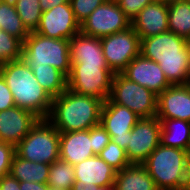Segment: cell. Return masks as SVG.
Here are the masks:
<instances>
[{"label":"cell","mask_w":190,"mask_h":190,"mask_svg":"<svg viewBox=\"0 0 190 190\" xmlns=\"http://www.w3.org/2000/svg\"><path fill=\"white\" fill-rule=\"evenodd\" d=\"M140 53L160 65L171 85L190 83L188 40L170 31L141 39Z\"/></svg>","instance_id":"obj_1"},{"label":"cell","mask_w":190,"mask_h":190,"mask_svg":"<svg viewBox=\"0 0 190 190\" xmlns=\"http://www.w3.org/2000/svg\"><path fill=\"white\" fill-rule=\"evenodd\" d=\"M103 100L66 89L53 98L47 120L60 132L87 130L100 123Z\"/></svg>","instance_id":"obj_2"},{"label":"cell","mask_w":190,"mask_h":190,"mask_svg":"<svg viewBox=\"0 0 190 190\" xmlns=\"http://www.w3.org/2000/svg\"><path fill=\"white\" fill-rule=\"evenodd\" d=\"M0 75L10 89L16 106L33 112L40 119L48 118L53 98L38 83L23 59L0 65Z\"/></svg>","instance_id":"obj_3"},{"label":"cell","mask_w":190,"mask_h":190,"mask_svg":"<svg viewBox=\"0 0 190 190\" xmlns=\"http://www.w3.org/2000/svg\"><path fill=\"white\" fill-rule=\"evenodd\" d=\"M189 152L163 146L161 143L142 163L157 189L190 190Z\"/></svg>","instance_id":"obj_4"},{"label":"cell","mask_w":190,"mask_h":190,"mask_svg":"<svg viewBox=\"0 0 190 190\" xmlns=\"http://www.w3.org/2000/svg\"><path fill=\"white\" fill-rule=\"evenodd\" d=\"M22 59L29 66L51 65L68 77L71 70L69 40L30 32L22 44Z\"/></svg>","instance_id":"obj_5"},{"label":"cell","mask_w":190,"mask_h":190,"mask_svg":"<svg viewBox=\"0 0 190 190\" xmlns=\"http://www.w3.org/2000/svg\"><path fill=\"white\" fill-rule=\"evenodd\" d=\"M60 132L47 120L39 119L15 146V153L28 161L51 165L59 159Z\"/></svg>","instance_id":"obj_6"},{"label":"cell","mask_w":190,"mask_h":190,"mask_svg":"<svg viewBox=\"0 0 190 190\" xmlns=\"http://www.w3.org/2000/svg\"><path fill=\"white\" fill-rule=\"evenodd\" d=\"M113 76L108 65L71 64L67 89L106 101L111 92Z\"/></svg>","instance_id":"obj_7"},{"label":"cell","mask_w":190,"mask_h":190,"mask_svg":"<svg viewBox=\"0 0 190 190\" xmlns=\"http://www.w3.org/2000/svg\"><path fill=\"white\" fill-rule=\"evenodd\" d=\"M109 99L115 104L127 107L140 118L154 117L157 113V95L128 80L121 73H115L113 76Z\"/></svg>","instance_id":"obj_8"},{"label":"cell","mask_w":190,"mask_h":190,"mask_svg":"<svg viewBox=\"0 0 190 190\" xmlns=\"http://www.w3.org/2000/svg\"><path fill=\"white\" fill-rule=\"evenodd\" d=\"M100 39L106 63L114 74L121 73L140 54L141 40L132 26Z\"/></svg>","instance_id":"obj_9"},{"label":"cell","mask_w":190,"mask_h":190,"mask_svg":"<svg viewBox=\"0 0 190 190\" xmlns=\"http://www.w3.org/2000/svg\"><path fill=\"white\" fill-rule=\"evenodd\" d=\"M129 27H131V20L120 9L117 2L107 0L80 24V32L88 36L103 38Z\"/></svg>","instance_id":"obj_10"},{"label":"cell","mask_w":190,"mask_h":190,"mask_svg":"<svg viewBox=\"0 0 190 190\" xmlns=\"http://www.w3.org/2000/svg\"><path fill=\"white\" fill-rule=\"evenodd\" d=\"M161 138V122L154 116L140 118L131 130L126 156L130 163L142 164L158 147Z\"/></svg>","instance_id":"obj_11"},{"label":"cell","mask_w":190,"mask_h":190,"mask_svg":"<svg viewBox=\"0 0 190 190\" xmlns=\"http://www.w3.org/2000/svg\"><path fill=\"white\" fill-rule=\"evenodd\" d=\"M140 119L127 107L113 103L109 98L103 102L100 124L111 140L126 151L131 130Z\"/></svg>","instance_id":"obj_12"},{"label":"cell","mask_w":190,"mask_h":190,"mask_svg":"<svg viewBox=\"0 0 190 190\" xmlns=\"http://www.w3.org/2000/svg\"><path fill=\"white\" fill-rule=\"evenodd\" d=\"M35 32L45 37L68 40L78 34L80 24L74 17L70 2L43 11Z\"/></svg>","instance_id":"obj_13"},{"label":"cell","mask_w":190,"mask_h":190,"mask_svg":"<svg viewBox=\"0 0 190 190\" xmlns=\"http://www.w3.org/2000/svg\"><path fill=\"white\" fill-rule=\"evenodd\" d=\"M121 74L128 80L151 90L157 96L171 86L160 65L141 53L126 66Z\"/></svg>","instance_id":"obj_14"},{"label":"cell","mask_w":190,"mask_h":190,"mask_svg":"<svg viewBox=\"0 0 190 190\" xmlns=\"http://www.w3.org/2000/svg\"><path fill=\"white\" fill-rule=\"evenodd\" d=\"M39 119L33 112L18 106L0 111V142L16 146Z\"/></svg>","instance_id":"obj_15"},{"label":"cell","mask_w":190,"mask_h":190,"mask_svg":"<svg viewBox=\"0 0 190 190\" xmlns=\"http://www.w3.org/2000/svg\"><path fill=\"white\" fill-rule=\"evenodd\" d=\"M158 119L190 122V84L171 85L157 96Z\"/></svg>","instance_id":"obj_16"},{"label":"cell","mask_w":190,"mask_h":190,"mask_svg":"<svg viewBox=\"0 0 190 190\" xmlns=\"http://www.w3.org/2000/svg\"><path fill=\"white\" fill-rule=\"evenodd\" d=\"M131 26L141 39L165 33L168 30V4L151 2L131 21Z\"/></svg>","instance_id":"obj_17"},{"label":"cell","mask_w":190,"mask_h":190,"mask_svg":"<svg viewBox=\"0 0 190 190\" xmlns=\"http://www.w3.org/2000/svg\"><path fill=\"white\" fill-rule=\"evenodd\" d=\"M117 171L108 165L99 155L74 165L75 182L84 185L109 187L114 185Z\"/></svg>","instance_id":"obj_18"},{"label":"cell","mask_w":190,"mask_h":190,"mask_svg":"<svg viewBox=\"0 0 190 190\" xmlns=\"http://www.w3.org/2000/svg\"><path fill=\"white\" fill-rule=\"evenodd\" d=\"M95 156L90 139V129L60 133L59 158L71 165Z\"/></svg>","instance_id":"obj_19"},{"label":"cell","mask_w":190,"mask_h":190,"mask_svg":"<svg viewBox=\"0 0 190 190\" xmlns=\"http://www.w3.org/2000/svg\"><path fill=\"white\" fill-rule=\"evenodd\" d=\"M71 64L107 65L101 39L79 32L69 39Z\"/></svg>","instance_id":"obj_20"},{"label":"cell","mask_w":190,"mask_h":190,"mask_svg":"<svg viewBox=\"0 0 190 190\" xmlns=\"http://www.w3.org/2000/svg\"><path fill=\"white\" fill-rule=\"evenodd\" d=\"M116 190H157L154 180L143 164L131 163L116 173Z\"/></svg>","instance_id":"obj_21"},{"label":"cell","mask_w":190,"mask_h":190,"mask_svg":"<svg viewBox=\"0 0 190 190\" xmlns=\"http://www.w3.org/2000/svg\"><path fill=\"white\" fill-rule=\"evenodd\" d=\"M160 143L166 147L190 150V122L180 119H159Z\"/></svg>","instance_id":"obj_22"},{"label":"cell","mask_w":190,"mask_h":190,"mask_svg":"<svg viewBox=\"0 0 190 190\" xmlns=\"http://www.w3.org/2000/svg\"><path fill=\"white\" fill-rule=\"evenodd\" d=\"M48 164L31 162L19 157L16 153L12 159L9 174L19 182H36L45 184L49 177Z\"/></svg>","instance_id":"obj_23"},{"label":"cell","mask_w":190,"mask_h":190,"mask_svg":"<svg viewBox=\"0 0 190 190\" xmlns=\"http://www.w3.org/2000/svg\"><path fill=\"white\" fill-rule=\"evenodd\" d=\"M37 79L38 83L55 98L67 89V77L55 67L48 66H29Z\"/></svg>","instance_id":"obj_24"},{"label":"cell","mask_w":190,"mask_h":190,"mask_svg":"<svg viewBox=\"0 0 190 190\" xmlns=\"http://www.w3.org/2000/svg\"><path fill=\"white\" fill-rule=\"evenodd\" d=\"M168 30L190 40V2L181 0L168 4Z\"/></svg>","instance_id":"obj_25"},{"label":"cell","mask_w":190,"mask_h":190,"mask_svg":"<svg viewBox=\"0 0 190 190\" xmlns=\"http://www.w3.org/2000/svg\"><path fill=\"white\" fill-rule=\"evenodd\" d=\"M0 26L1 30H4L11 36L16 37L22 43L30 33L23 25L15 6L8 5L4 2L0 3Z\"/></svg>","instance_id":"obj_26"},{"label":"cell","mask_w":190,"mask_h":190,"mask_svg":"<svg viewBox=\"0 0 190 190\" xmlns=\"http://www.w3.org/2000/svg\"><path fill=\"white\" fill-rule=\"evenodd\" d=\"M75 182L74 166L60 158L49 167V177L47 184L65 190H72Z\"/></svg>","instance_id":"obj_27"},{"label":"cell","mask_w":190,"mask_h":190,"mask_svg":"<svg viewBox=\"0 0 190 190\" xmlns=\"http://www.w3.org/2000/svg\"><path fill=\"white\" fill-rule=\"evenodd\" d=\"M15 9L26 29L29 32L36 31L43 13L39 0H17Z\"/></svg>","instance_id":"obj_28"},{"label":"cell","mask_w":190,"mask_h":190,"mask_svg":"<svg viewBox=\"0 0 190 190\" xmlns=\"http://www.w3.org/2000/svg\"><path fill=\"white\" fill-rule=\"evenodd\" d=\"M22 42L0 30V65L22 59Z\"/></svg>","instance_id":"obj_29"},{"label":"cell","mask_w":190,"mask_h":190,"mask_svg":"<svg viewBox=\"0 0 190 190\" xmlns=\"http://www.w3.org/2000/svg\"><path fill=\"white\" fill-rule=\"evenodd\" d=\"M99 157L117 172L131 164L127 159L125 150L112 140L101 151Z\"/></svg>","instance_id":"obj_30"},{"label":"cell","mask_w":190,"mask_h":190,"mask_svg":"<svg viewBox=\"0 0 190 190\" xmlns=\"http://www.w3.org/2000/svg\"><path fill=\"white\" fill-rule=\"evenodd\" d=\"M107 0H69L74 17L79 24L85 21L88 16Z\"/></svg>","instance_id":"obj_31"},{"label":"cell","mask_w":190,"mask_h":190,"mask_svg":"<svg viewBox=\"0 0 190 190\" xmlns=\"http://www.w3.org/2000/svg\"><path fill=\"white\" fill-rule=\"evenodd\" d=\"M90 139H92V149L94 155H99L110 142L111 137L105 128L99 123L90 128Z\"/></svg>","instance_id":"obj_32"},{"label":"cell","mask_w":190,"mask_h":190,"mask_svg":"<svg viewBox=\"0 0 190 190\" xmlns=\"http://www.w3.org/2000/svg\"><path fill=\"white\" fill-rule=\"evenodd\" d=\"M124 12V14L132 21L138 13L147 5L151 0H115Z\"/></svg>","instance_id":"obj_33"},{"label":"cell","mask_w":190,"mask_h":190,"mask_svg":"<svg viewBox=\"0 0 190 190\" xmlns=\"http://www.w3.org/2000/svg\"><path fill=\"white\" fill-rule=\"evenodd\" d=\"M14 155V145L0 142V177L9 174Z\"/></svg>","instance_id":"obj_34"},{"label":"cell","mask_w":190,"mask_h":190,"mask_svg":"<svg viewBox=\"0 0 190 190\" xmlns=\"http://www.w3.org/2000/svg\"><path fill=\"white\" fill-rule=\"evenodd\" d=\"M16 106L13 95L6 85L5 80L0 75V111H5Z\"/></svg>","instance_id":"obj_35"},{"label":"cell","mask_w":190,"mask_h":190,"mask_svg":"<svg viewBox=\"0 0 190 190\" xmlns=\"http://www.w3.org/2000/svg\"><path fill=\"white\" fill-rule=\"evenodd\" d=\"M0 190H20V182L10 174L0 177Z\"/></svg>","instance_id":"obj_36"},{"label":"cell","mask_w":190,"mask_h":190,"mask_svg":"<svg viewBox=\"0 0 190 190\" xmlns=\"http://www.w3.org/2000/svg\"><path fill=\"white\" fill-rule=\"evenodd\" d=\"M48 184H40L36 182H20V190H47Z\"/></svg>","instance_id":"obj_37"},{"label":"cell","mask_w":190,"mask_h":190,"mask_svg":"<svg viewBox=\"0 0 190 190\" xmlns=\"http://www.w3.org/2000/svg\"><path fill=\"white\" fill-rule=\"evenodd\" d=\"M72 190H116L114 185L109 187H97V186H90L84 185L81 182H74L72 186Z\"/></svg>","instance_id":"obj_38"},{"label":"cell","mask_w":190,"mask_h":190,"mask_svg":"<svg viewBox=\"0 0 190 190\" xmlns=\"http://www.w3.org/2000/svg\"><path fill=\"white\" fill-rule=\"evenodd\" d=\"M69 0H39L42 11L49 10L60 4L67 3Z\"/></svg>","instance_id":"obj_39"},{"label":"cell","mask_w":190,"mask_h":190,"mask_svg":"<svg viewBox=\"0 0 190 190\" xmlns=\"http://www.w3.org/2000/svg\"><path fill=\"white\" fill-rule=\"evenodd\" d=\"M2 2L11 5V6H15L17 0H2Z\"/></svg>","instance_id":"obj_40"},{"label":"cell","mask_w":190,"mask_h":190,"mask_svg":"<svg viewBox=\"0 0 190 190\" xmlns=\"http://www.w3.org/2000/svg\"><path fill=\"white\" fill-rule=\"evenodd\" d=\"M177 1H181V0H162V2L166 3V4H170V3H173V2H177Z\"/></svg>","instance_id":"obj_41"},{"label":"cell","mask_w":190,"mask_h":190,"mask_svg":"<svg viewBox=\"0 0 190 190\" xmlns=\"http://www.w3.org/2000/svg\"><path fill=\"white\" fill-rule=\"evenodd\" d=\"M47 190H65V189H60V188L48 186Z\"/></svg>","instance_id":"obj_42"},{"label":"cell","mask_w":190,"mask_h":190,"mask_svg":"<svg viewBox=\"0 0 190 190\" xmlns=\"http://www.w3.org/2000/svg\"><path fill=\"white\" fill-rule=\"evenodd\" d=\"M188 166H189V178H190V150H189Z\"/></svg>","instance_id":"obj_43"},{"label":"cell","mask_w":190,"mask_h":190,"mask_svg":"<svg viewBox=\"0 0 190 190\" xmlns=\"http://www.w3.org/2000/svg\"><path fill=\"white\" fill-rule=\"evenodd\" d=\"M188 47H189V59H190V40L188 41Z\"/></svg>","instance_id":"obj_44"},{"label":"cell","mask_w":190,"mask_h":190,"mask_svg":"<svg viewBox=\"0 0 190 190\" xmlns=\"http://www.w3.org/2000/svg\"><path fill=\"white\" fill-rule=\"evenodd\" d=\"M151 2H162V0H151Z\"/></svg>","instance_id":"obj_45"}]
</instances>
